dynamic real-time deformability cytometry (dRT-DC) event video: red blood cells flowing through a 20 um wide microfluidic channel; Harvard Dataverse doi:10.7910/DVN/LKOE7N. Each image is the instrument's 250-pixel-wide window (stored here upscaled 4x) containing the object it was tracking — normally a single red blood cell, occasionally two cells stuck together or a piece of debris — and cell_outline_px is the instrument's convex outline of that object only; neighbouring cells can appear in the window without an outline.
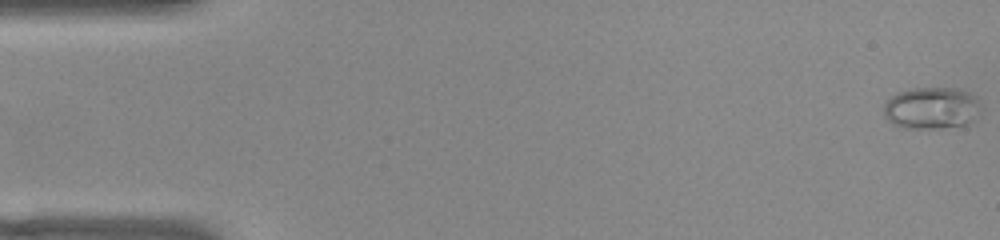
{"species": "common noctule bat (a hibernating species)", "species_latin": "Nyctalus noctula", "temperature_condition": "warm", "stored_images_in_passage": 52, "camera_frame_rate_fps": 3000, "um_per_image_px": 0.085, "animal": {"sex": "female", "body_mass_g": 22.0, "forearm_length_mm": 56.7}, "frame": {"image": 1, "passage_image": 1, "time_ms": 0.0, "image_size_px": [1000, 240], "cell_outline_px": [[976, 120], [964, 124], [940, 128], [900, 128], [892, 124], [884, 116], [884, 104], [896, 92], [912, 88], [956, 88], [968, 92], [976, 100]], "centroid_in_image_um": [79.09, 9.19], "position_along_channel_um": 5.9, "area_um2": 23.41}}
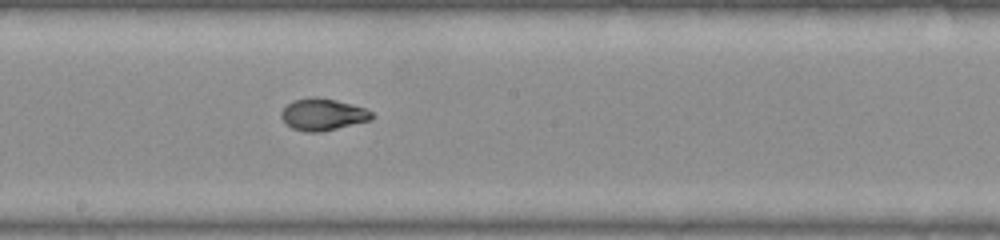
{"frame": {"image": 2, "passage_image": 28, "time_ms": 9.0, "image_size_px": [1000, 240], "cell_outline_px": [[376, 116], [372, 120], [320, 132], [304, 132], [292, 128], [284, 124], [280, 116], [280, 112], [288, 104], [296, 100], [336, 100], [352, 104], [364, 108], [372, 112]], "centroid_in_image_um": [27.46, 9.79], "position_along_channel_um": 220.7, "area_um2": 16.36}}
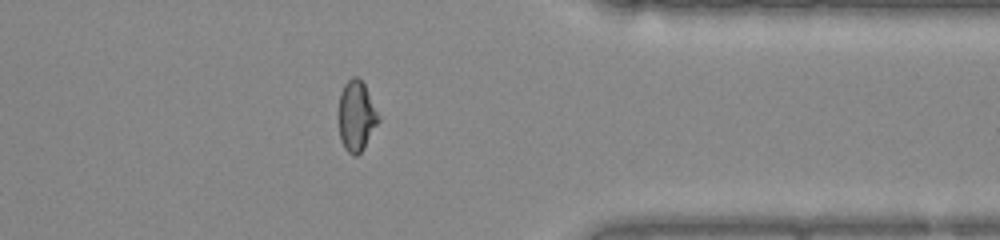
{"frame": {"image": 3, "passage_image": 41, "time_ms": 13.333, "image_size_px": [1000, 240], "cell_outline_px": [[380, 120], [364, 148], [356, 156], [352, 156], [344, 148], [340, 140], [340, 92], [344, 84], [352, 76], [356, 76], [364, 84], [380, 116]], "centroid_in_image_um": [30.31, 9.87], "position_along_channel_um": 381.1, "area_um2": 16.18}, "authors_computed_cell_mechanics": {"area_um2": 17.3978, "velocity_mm_per_s": 3.9853, "shape_relaxation_time_tau1_ms": null, "shape_relaxation_time_tau2_ms": 0.8779, "deformation_change_tau1": null, "deformation_change_tau2": 0.0535}}